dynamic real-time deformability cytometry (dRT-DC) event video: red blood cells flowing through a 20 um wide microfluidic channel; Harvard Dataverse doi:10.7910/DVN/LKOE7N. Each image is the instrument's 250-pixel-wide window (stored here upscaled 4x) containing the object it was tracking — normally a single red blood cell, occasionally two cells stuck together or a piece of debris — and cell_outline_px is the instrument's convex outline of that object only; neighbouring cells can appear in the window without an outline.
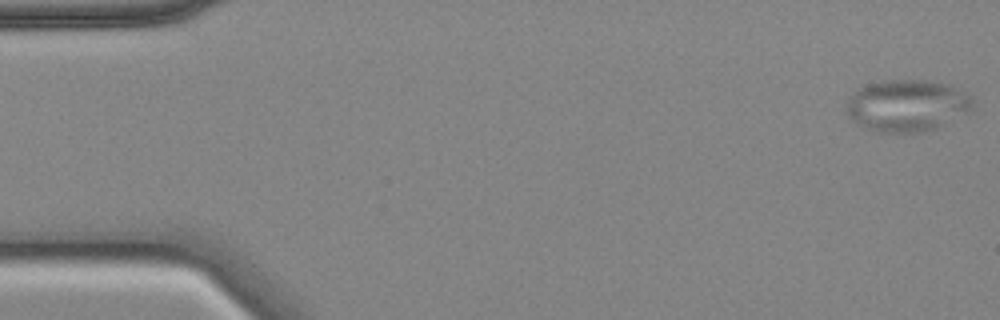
{"species": "common noctule bat (a hibernating species)", "species_latin": "Nyctalus noctula", "temperature_condition": "cold", "stored_images_in_passage": 56, "camera_frame_rate_fps": 3000, "um_per_image_px": 0.085, "animal": {"sex": "female", "body_mass_g": 18.4}, "frame": {"image": 1, "passage_image": 1, "time_ms": 0.0, "image_size_px": [1000, 320], "cell_outline_px": [[972, 108], [932, 128], [916, 132], [880, 132], [848, 116], [844, 108], [848, 96], [856, 88], [868, 84], [884, 80], [928, 80], [948, 84], [972, 96]], "centroid_in_image_um": [77.03, 8.91], "position_along_channel_um": 8.0, "area_um2": 37.28}}
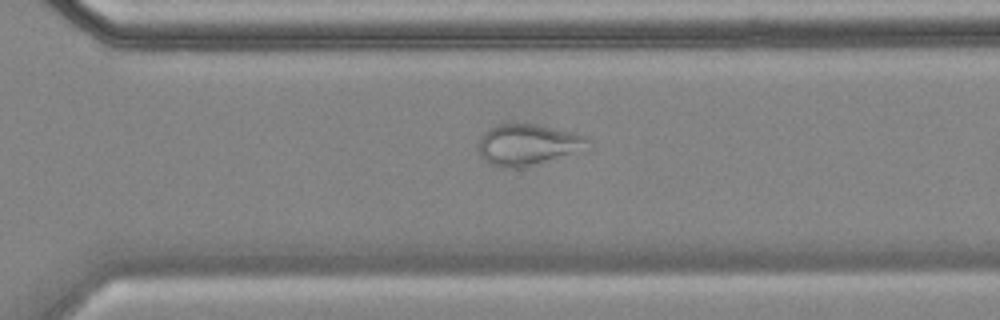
{"frame": {"image": 2, "passage_image": 39, "time_ms": 12.667, "image_size_px": [1000, 320], "cell_outline_px": [[592, 148], [588, 152], [520, 168], [500, 168], [484, 160], [480, 156], [476, 148], [476, 144], [480, 136], [488, 128], [504, 120], [536, 124], [588, 136], [592, 140]], "centroid_in_image_um": [44.92, 12.28], "position_along_channel_um": 325.7, "area_um2": 28.09}}
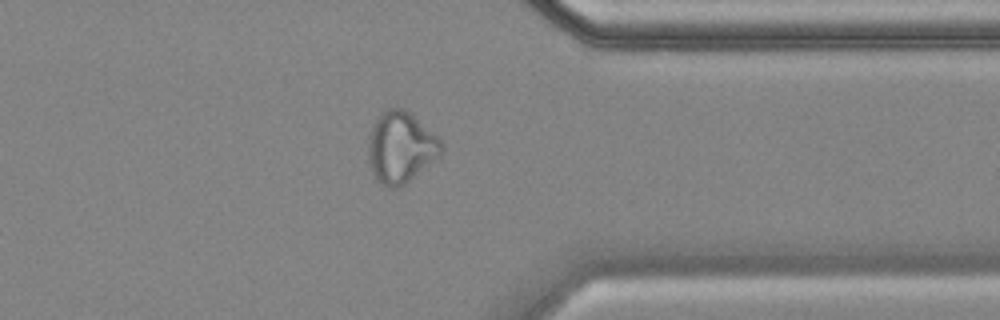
{"frame": {"image": 3, "passage_image": 44, "time_ms": 14.333, "image_size_px": [1000, 320], "cell_outline_px": [[444, 148], [440, 156], [404, 184], [396, 188], [388, 188], [376, 180], [372, 172], [368, 160], [368, 132], [380, 112], [388, 108], [404, 108], [412, 112], [444, 144]], "centroid_in_image_um": [34.04, 12.5], "position_along_channel_um": 377.4, "area_um2": 30.69}}